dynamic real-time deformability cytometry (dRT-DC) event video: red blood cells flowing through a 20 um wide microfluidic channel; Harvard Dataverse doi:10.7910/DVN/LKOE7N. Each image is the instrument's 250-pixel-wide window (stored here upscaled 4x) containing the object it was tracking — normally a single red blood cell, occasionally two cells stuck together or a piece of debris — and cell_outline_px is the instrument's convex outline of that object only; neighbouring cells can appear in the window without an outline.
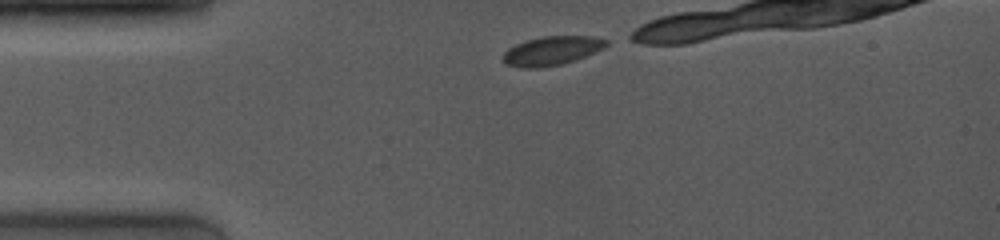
{"species": "common noctule bat (a hibernating species)", "species_latin": "Nyctalus noctula", "temperature_condition": "room temperature", "stored_images_in_passage": 5, "camera_frame_rate_fps": 4000, "um_per_image_px": 0.085, "animal": {"sex": "female", "body_mass_g": 19.0, "forearm_length_mm": 53.3}, "frame": {"image": 1, "passage_image": 1, "time_ms": 0.0, "image_size_px": [1000, 240], "cell_outline_px": [[608, 44], [604, 48], [584, 56], [560, 64], [536, 68], [520, 68], [504, 64], [500, 60], [500, 56], [508, 48], [524, 40], [544, 36], [592, 36], [608, 40]], "centroid_in_image_um": [46.81, 4.31], "position_along_channel_um": 38.2, "area_um2": 17.51}}